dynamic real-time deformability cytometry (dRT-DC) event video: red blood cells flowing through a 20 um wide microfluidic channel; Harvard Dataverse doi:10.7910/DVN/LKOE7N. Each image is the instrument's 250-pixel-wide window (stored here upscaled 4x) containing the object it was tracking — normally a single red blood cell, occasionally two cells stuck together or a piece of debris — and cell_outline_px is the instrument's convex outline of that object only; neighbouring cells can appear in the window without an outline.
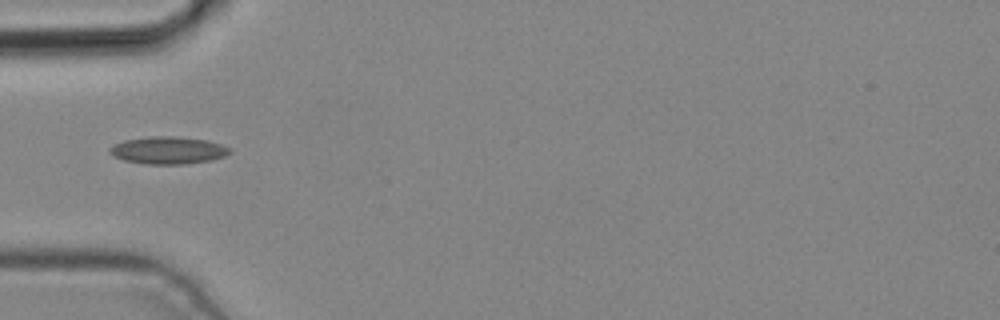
{"species": "common noctule bat (a hibernating species)", "species_latin": "Nyctalus noctula", "temperature_condition": "cold", "stored_images_in_passage": 1, "camera_frame_rate_fps": 3000, "um_per_image_px": 0.085, "animal": {"sex": "male", "body_mass_g": 19.2, "forearm_length_mm": 51.8}, "frame": {"image": 1, "passage_image": 1, "time_ms": 0.0, "image_size_px": [1000, 320], "cell_outline_px": [[232, 152], [224, 156], [212, 160], [184, 164], [144, 164], [124, 160], [112, 156], [108, 152], [108, 148], [112, 144], [124, 140], [148, 136], [176, 136], [208, 140], [232, 148]], "centroid_in_image_um": [14.26, 12.77], "position_along_channel_um": 70.7, "area_um2": 19.48}}